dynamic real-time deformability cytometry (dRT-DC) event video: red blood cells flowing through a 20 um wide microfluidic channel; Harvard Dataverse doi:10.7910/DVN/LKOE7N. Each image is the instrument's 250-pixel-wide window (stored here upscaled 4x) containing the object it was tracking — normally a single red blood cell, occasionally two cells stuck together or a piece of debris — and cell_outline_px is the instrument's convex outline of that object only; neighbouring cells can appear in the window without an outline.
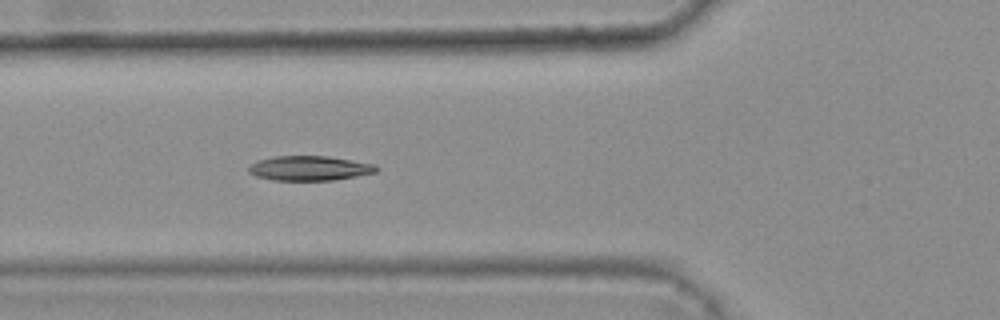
{"species": "common noctule bat (a hibernating species)", "species_latin": "Nyctalus noctula", "temperature_condition": "warm", "stored_images_in_passage": 6, "camera_frame_rate_fps": 3000, "um_per_image_px": 0.085, "animal": {"sex": "female", "body_mass_g": 25.1}, "frame": {"image": 1, "passage_image": 6, "time_ms": 1.667, "image_size_px": [1000, 320], "cell_outline_px": [[380, 168], [376, 172], [356, 176], [332, 180], [272, 180], [256, 176], [248, 172], [248, 168], [256, 160], [272, 156], [328, 156], [376, 164]], "centroid_in_image_um": [26.3, 14.29], "position_along_channel_um": 99.5, "area_um2": 18.44}}